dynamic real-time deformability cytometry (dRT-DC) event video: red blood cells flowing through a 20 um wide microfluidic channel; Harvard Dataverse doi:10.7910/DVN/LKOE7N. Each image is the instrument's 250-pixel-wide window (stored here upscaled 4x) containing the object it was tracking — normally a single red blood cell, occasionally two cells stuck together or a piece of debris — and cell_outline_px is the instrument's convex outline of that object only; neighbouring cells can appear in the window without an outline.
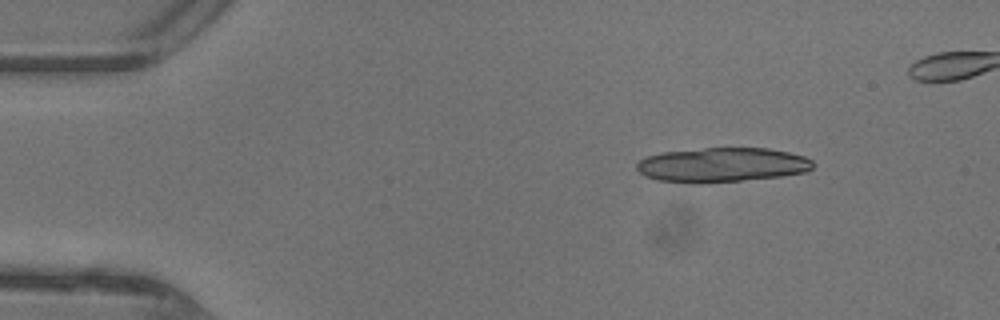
{"species": "common noctule bat (a hibernating species)", "species_latin": "Nyctalus noctula", "temperature_condition": "warm", "stored_images_in_passage": 38, "camera_frame_rate_fps": 3000, "um_per_image_px": 0.085, "animal": {"sex": "female"}, "frame": {"image": 1, "passage_image": 1, "time_ms": 0.0, "image_size_px": [1000, 320], "cell_outline_px": [[812, 168], [808, 172], [780, 176], [700, 184], [688, 184], [656, 180], [644, 176], [636, 168], [636, 164], [640, 160], [648, 156], [664, 152], [704, 148], [768, 148], [788, 152], [804, 156], [812, 160]], "centroid_in_image_um": [61.34, 14.03], "position_along_channel_um": 23.7, "area_um2": 35.55}}
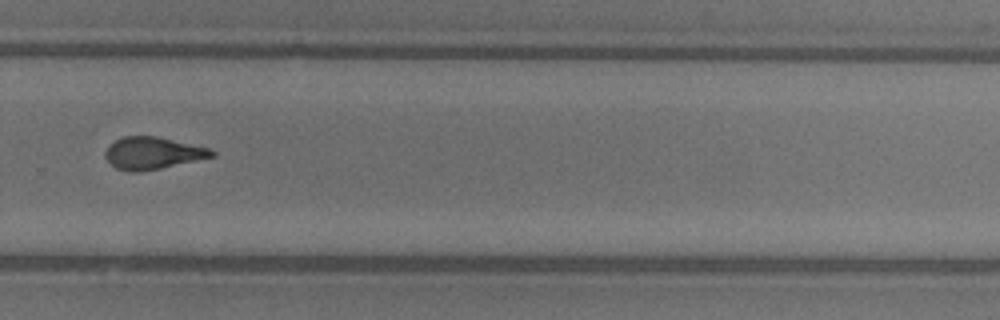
{"frame": {"image": 2, "passage_image": 27, "time_ms": 8.667, "image_size_px": [1000, 320], "cell_outline_px": [[216, 156], [160, 168], [136, 172], [132, 172], [116, 168], [104, 156], [104, 152], [108, 144], [124, 136], [156, 136], [212, 148], [216, 152]], "centroid_in_image_um": [13.0, 13.0], "position_along_channel_um": 316.8, "area_um2": 20.0}}